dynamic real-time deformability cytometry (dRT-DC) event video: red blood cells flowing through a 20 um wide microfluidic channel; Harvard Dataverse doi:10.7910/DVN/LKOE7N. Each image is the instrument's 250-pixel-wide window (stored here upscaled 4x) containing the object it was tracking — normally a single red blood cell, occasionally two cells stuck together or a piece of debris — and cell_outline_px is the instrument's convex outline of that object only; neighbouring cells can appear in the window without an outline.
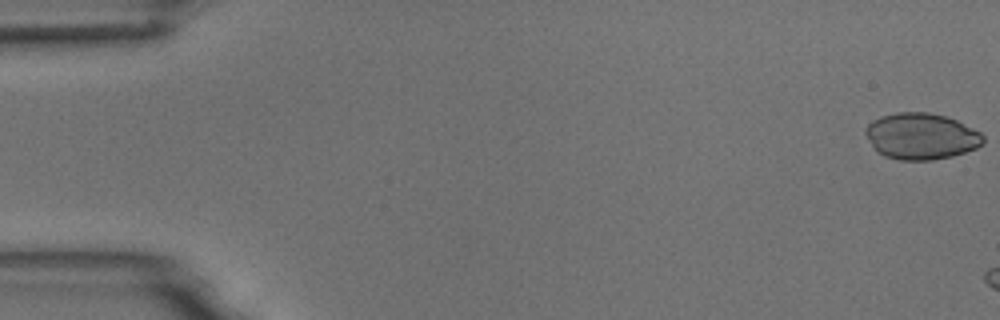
{"species": "common noctule bat (a hibernating species)", "species_latin": "Nyctalus noctula", "temperature_condition": "room temperature", "stored_images_in_passage": 3, "camera_frame_rate_fps": 3000, "um_per_image_px": 0.085, "animal": {"sex": "male", "body_mass_g": 18.8}, "frame": {"image": 1, "passage_image": 1, "time_ms": 0.0, "image_size_px": [1000, 320], "cell_outline_px": [[984, 140], [976, 148], [952, 156], [932, 160], [900, 160], [884, 156], [872, 144], [864, 132], [864, 128], [872, 120], [880, 116], [896, 112], [928, 112], [944, 116], [956, 120], [980, 132], [984, 136]], "centroid_in_image_um": [78.28, 11.57], "position_along_channel_um": 6.7, "area_um2": 31.56}}